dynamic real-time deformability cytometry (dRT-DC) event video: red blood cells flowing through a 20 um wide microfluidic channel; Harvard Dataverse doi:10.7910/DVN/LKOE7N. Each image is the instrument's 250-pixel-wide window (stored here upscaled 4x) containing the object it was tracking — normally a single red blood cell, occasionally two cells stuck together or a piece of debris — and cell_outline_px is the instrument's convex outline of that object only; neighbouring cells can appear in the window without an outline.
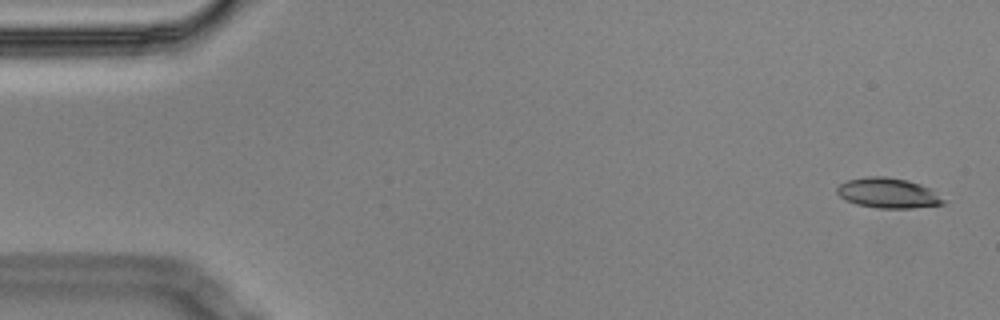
{"species": "Egyptian fruit bat (a non-hibernating species)", "species_latin": "Rousettus aegyptiacus", "temperature_condition": "cold", "stored_images_in_passage": 5, "camera_frame_rate_fps": 3000, "um_per_image_px": 0.085, "animal": {"sex": "male"}, "frame": {"image": 1, "passage_image": 1, "time_ms": 0.0, "image_size_px": [1000, 320], "cell_outline_px": [[948, 200], [944, 204], [912, 208], [876, 208], [856, 204], [840, 196], [836, 192], [836, 188], [840, 184], [848, 180], [868, 176], [884, 176], [908, 180], [920, 184], [928, 188]], "centroid_in_image_um": [75.51, 16.41], "position_along_channel_um": 9.5, "area_um2": 18.67}}
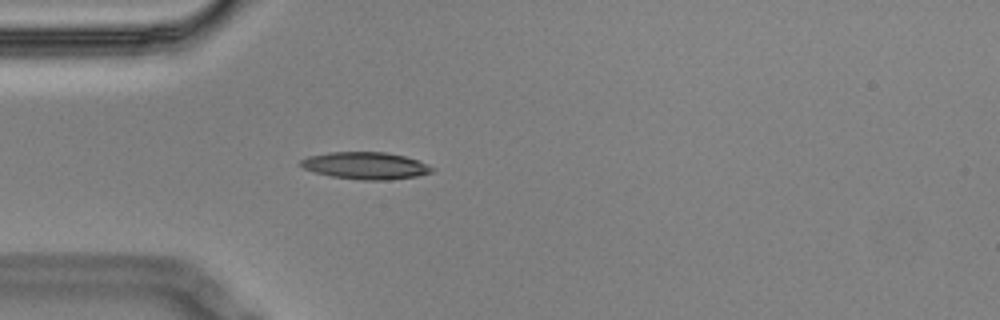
{"frame": {"image": 2, "passage_image": 5, "time_ms": 1.333, "image_size_px": [1000, 320], "cell_outline_px": [[436, 168], [432, 172], [416, 176], [388, 180], [360, 180], [332, 176], [316, 172], [304, 168], [300, 164], [300, 160], [308, 156], [328, 152], [384, 152], [404, 156], [416, 160]], "centroid_in_image_um": [31.07, 14.08], "position_along_channel_um": 53.9, "area_um2": 20.58}}